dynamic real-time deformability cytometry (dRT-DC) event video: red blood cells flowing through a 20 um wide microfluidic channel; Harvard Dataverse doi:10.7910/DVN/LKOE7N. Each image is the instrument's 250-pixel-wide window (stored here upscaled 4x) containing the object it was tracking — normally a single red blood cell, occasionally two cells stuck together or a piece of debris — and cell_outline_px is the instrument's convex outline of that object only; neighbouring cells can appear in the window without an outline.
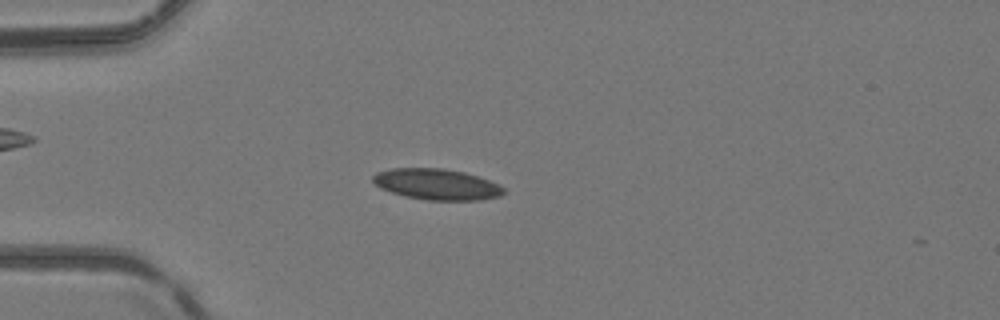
{"species": "common noctule bat (a hibernating species)", "species_latin": "Nyctalus noctula", "temperature_condition": "room temperature", "stored_images_in_passage": 42, "camera_frame_rate_fps": 3000, "um_per_image_px": 0.085, "animal": {"sex": "female", "body_mass_g": 24.6, "forearm_length_mm": 56.2}, "frame": {"image": 1, "passage_image": 6, "time_ms": 1.667, "image_size_px": [1000, 320], "cell_outline_px": [[504, 192], [500, 196], [480, 200], [428, 200], [404, 196], [380, 188], [372, 180], [372, 176], [376, 172], [392, 168], [444, 168], [464, 172], [488, 180], [504, 188]], "centroid_in_image_um": [37.09, 15.66], "position_along_channel_um": 47.9, "area_um2": 23.47}}
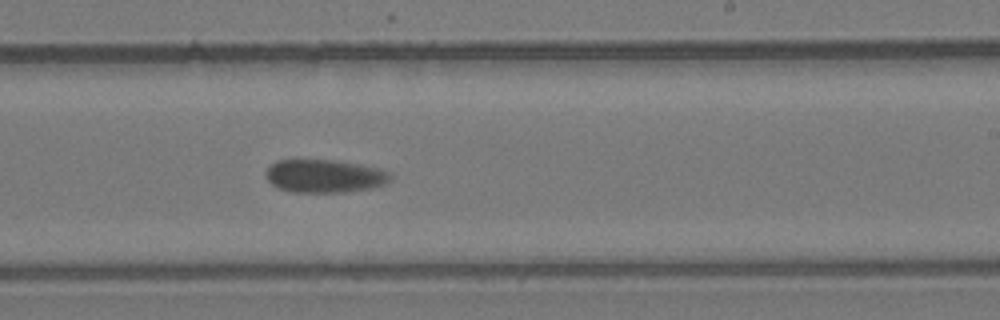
{"frame": {"image": 2, "passage_image": 23, "time_ms": 7.333, "image_size_px": [1000, 320], "cell_outline_px": [[392, 176], [384, 184], [372, 188], [344, 192], [292, 192], [276, 188], [268, 180], [264, 172], [276, 160], [332, 160], [356, 164], [376, 168], [388, 172]], "centroid_in_image_um": [27.53, 14.97], "position_along_channel_um": 261.5, "area_um2": 23.81}}
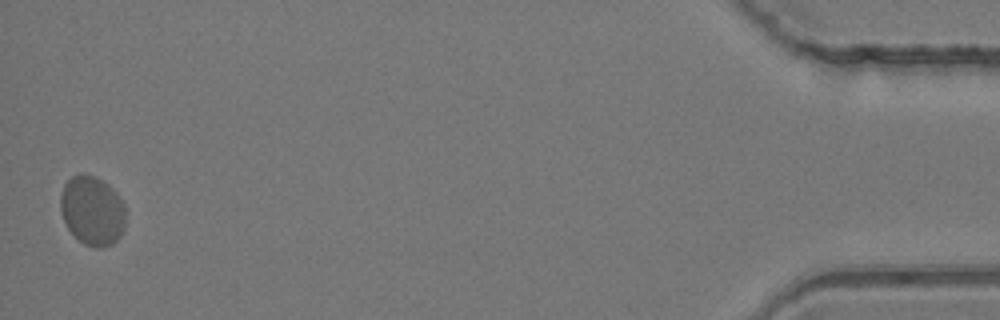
{"frame": {"image": 3, "passage_image": 42, "time_ms": 13.667, "image_size_px": [1000, 320], "cell_outline_px": [[124, 228], [120, 236], [112, 244], [100, 248], [96, 248], [84, 244], [68, 228], [64, 220], [60, 208], [60, 196], [64, 184], [72, 176], [96, 176], [108, 184], [120, 196], [124, 204]], "centroid_in_image_um": [7.85, 17.91], "position_along_channel_um": 427.3, "area_um2": 26.07}, "authors_computed_cell_mechanics": {"area_um2": 24.0448, "velocity_mm_per_s": 4.108, "shape_relaxation_time_tau1_ms": null, "shape_relaxation_time_tau2_ms": 1.3011, "deformation_change_tau1": null, "deformation_change_tau2": 0.0391}}